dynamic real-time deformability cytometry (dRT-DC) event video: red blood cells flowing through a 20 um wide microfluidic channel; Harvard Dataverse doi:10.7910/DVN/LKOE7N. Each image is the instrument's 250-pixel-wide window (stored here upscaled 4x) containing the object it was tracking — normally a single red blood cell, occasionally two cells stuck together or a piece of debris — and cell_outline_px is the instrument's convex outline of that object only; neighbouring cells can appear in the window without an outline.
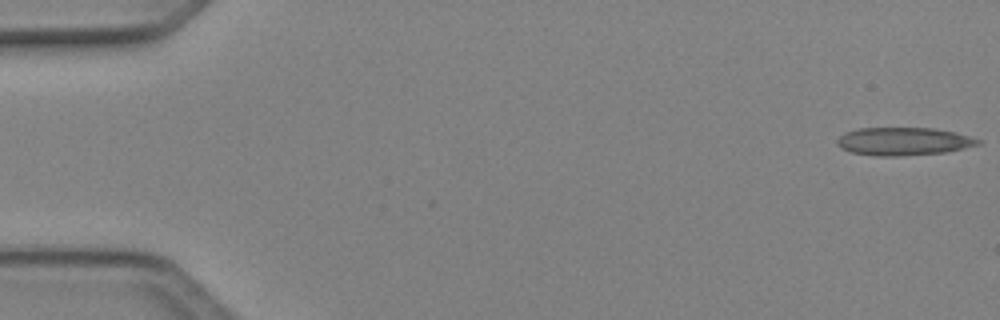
{"species": "Egyptian fruit bat (a non-hibernating species)", "species_latin": "Rousettus aegyptiacus", "temperature_condition": "cold", "stored_images_in_passage": 50, "camera_frame_rate_fps": 3000, "um_per_image_px": 0.085, "animal": {"sex": "female"}, "frame": {"image": 1, "passage_image": 1, "time_ms": 0.0, "image_size_px": [1000, 320], "cell_outline_px": [[980, 144], [948, 152], [900, 156], [876, 156], [852, 152], [840, 148], [836, 144], [836, 140], [844, 132], [856, 128], [932, 128], [952, 132], [968, 136], [980, 140]], "centroid_in_image_um": [76.74, 12.02], "position_along_channel_um": 8.3, "area_um2": 22.95}}
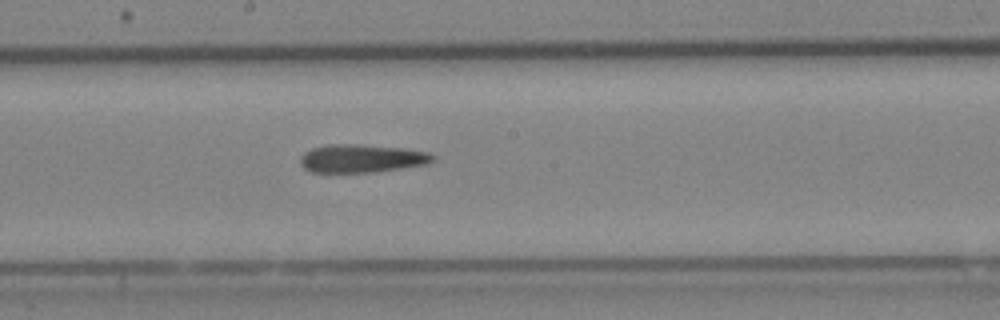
{"frame": {"image": 2, "passage_image": 27, "time_ms": 8.667, "image_size_px": [1000, 320], "cell_outline_px": [[436, 160], [428, 164], [376, 172], [312, 172], [304, 168], [300, 164], [300, 156], [304, 152], [312, 148], [328, 144], [356, 144], [404, 148], [428, 152], [436, 156]], "centroid_in_image_um": [30.76, 13.46], "position_along_channel_um": 217.4, "area_um2": 21.96}}
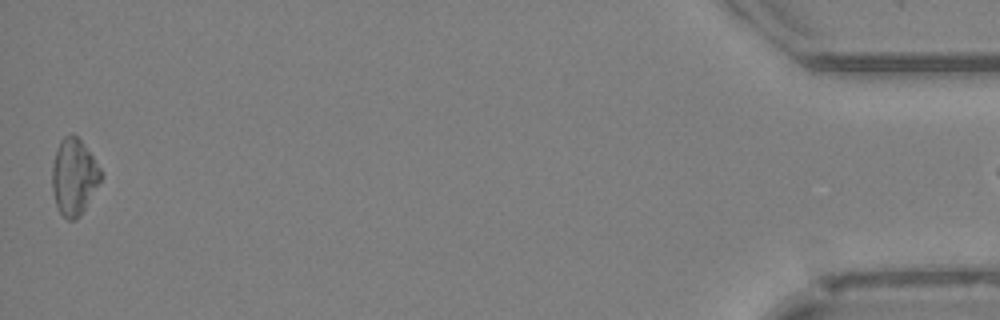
{"frame": {"image": 3, "passage_image": 49, "time_ms": 16.0, "image_size_px": [1000, 320], "cell_outline_px": [[104, 176], [80, 216], [76, 220], [68, 220], [60, 212], [56, 204], [52, 188], [52, 164], [60, 140], [64, 136], [72, 132], [84, 144], [100, 168]], "centroid_in_image_um": [6.29, 15.02], "position_along_channel_um": 428.9, "area_um2": 21.68}}